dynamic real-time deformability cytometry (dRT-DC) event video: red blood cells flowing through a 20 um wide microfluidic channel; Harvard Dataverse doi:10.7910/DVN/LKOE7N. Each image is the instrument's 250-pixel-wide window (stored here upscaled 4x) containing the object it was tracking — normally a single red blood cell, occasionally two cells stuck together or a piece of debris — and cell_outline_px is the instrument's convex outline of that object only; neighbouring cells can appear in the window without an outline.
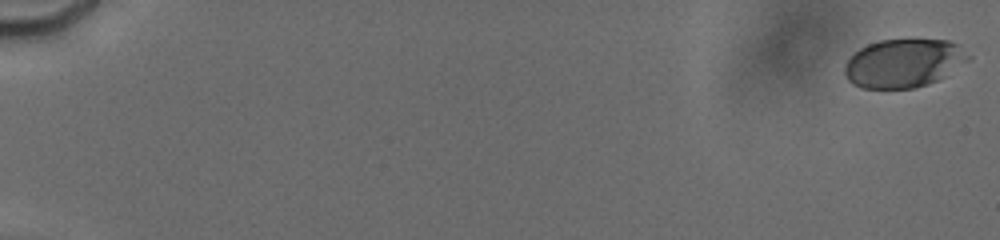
{"species": "human", "species_latin": "Homo sapiens", "temperature_condition": "cold", "stored_images_in_passage": 7, "camera_frame_rate_fps": 3000, "um_per_image_px": 0.085, "donor": {"sex": "male"}, "frame": {"image": 1, "passage_image": 1, "time_ms": 0.0, "image_size_px": [1000, 240], "cell_outline_px": [[972, 56], [968, 60], [936, 80], [928, 84], [912, 88], [864, 88], [852, 84], [848, 80], [844, 72], [844, 68], [848, 60], [860, 48], [868, 44], [880, 40], [948, 40], [956, 44]], "centroid_in_image_um": [76.78, 5.37], "position_along_channel_um": 8.2, "area_um2": 34.39}}